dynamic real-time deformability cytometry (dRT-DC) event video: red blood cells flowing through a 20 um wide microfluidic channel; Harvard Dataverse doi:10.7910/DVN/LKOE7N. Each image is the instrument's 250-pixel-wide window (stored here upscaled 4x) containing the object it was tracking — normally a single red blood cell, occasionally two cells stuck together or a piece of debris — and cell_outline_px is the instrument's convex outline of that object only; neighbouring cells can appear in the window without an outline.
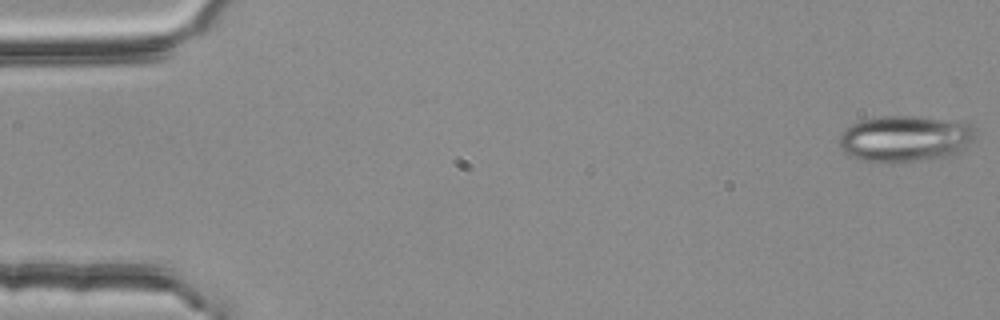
{"species": "common noctule bat (a hibernating species)", "species_latin": "Nyctalus noctula", "temperature_condition": "room temperature", "stored_images_in_passage": 5, "camera_frame_rate_fps": 3000, "um_per_image_px": 0.085, "animal": {"sex": "female", "body_mass_g": 25.1}, "frame": {"image": 1, "passage_image": 1, "time_ms": 0.0, "image_size_px": [1000, 320], "cell_outline_px": [[976, 128], [972, 140], [956, 156], [892, 164], [888, 164], [864, 160], [848, 156], [840, 148], [836, 140], [852, 124], [860, 120], [884, 116], [916, 116], [964, 120], [972, 124]], "centroid_in_image_um": [76.98, 11.8], "position_along_channel_um": 8.0, "area_um2": 37.8}}